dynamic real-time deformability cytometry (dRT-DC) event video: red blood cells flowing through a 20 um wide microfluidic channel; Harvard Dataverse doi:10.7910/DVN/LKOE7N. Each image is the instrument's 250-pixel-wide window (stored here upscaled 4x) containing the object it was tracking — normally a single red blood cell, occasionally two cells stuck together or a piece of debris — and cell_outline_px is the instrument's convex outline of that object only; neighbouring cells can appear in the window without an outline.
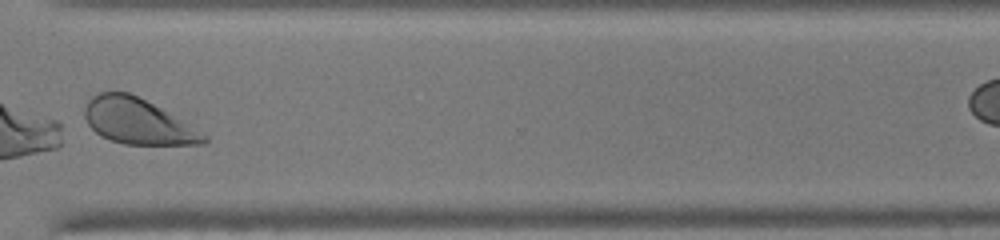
{"species": "human", "species_latin": "Homo sapiens", "temperature_condition": "warm", "stored_images_in_passage": 35, "camera_frame_rate_fps": 3000, "um_per_image_px": 0.085, "donor": {"sex": "male"}, "frame": {"image": 1, "passage_image": 30, "time_ms": 9.667, "image_size_px": [1000, 240], "cell_outline_px": [[208, 140], [204, 144], [124, 144], [100, 136], [88, 124], [84, 116], [84, 108], [88, 100], [92, 96], [100, 92], [128, 92], [208, 132]], "centroid_in_image_um": [11.76, 10.33], "position_along_channel_um": 358.8, "area_um2": 31.73}}